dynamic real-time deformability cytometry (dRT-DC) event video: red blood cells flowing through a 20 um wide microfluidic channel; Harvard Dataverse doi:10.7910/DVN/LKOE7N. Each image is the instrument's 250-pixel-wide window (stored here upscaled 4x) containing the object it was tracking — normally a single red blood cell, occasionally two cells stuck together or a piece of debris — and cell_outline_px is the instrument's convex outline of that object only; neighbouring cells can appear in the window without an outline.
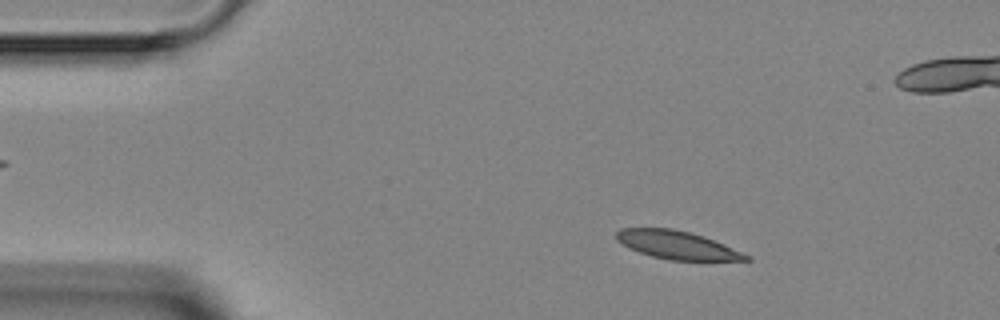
{"species": "Egyptian fruit bat (a non-hibernating species)", "species_latin": "Rousettus aegyptiacus", "temperature_condition": "room temperature", "stored_images_in_passage": 5, "camera_frame_rate_fps": 3000, "um_per_image_px": 0.085, "animal": {"sex": "female"}, "frame": {"image": 1, "passage_image": 3, "time_ms": 2.333, "image_size_px": [1000, 320], "cell_outline_px": [[752, 260], [668, 260], [652, 256], [628, 248], [616, 240], [616, 232], [620, 228], [672, 228], [692, 232], [704, 236], [752, 256]], "centroid_in_image_um": [57.54, 20.82], "position_along_channel_um": 27.5, "area_um2": 21.33}}